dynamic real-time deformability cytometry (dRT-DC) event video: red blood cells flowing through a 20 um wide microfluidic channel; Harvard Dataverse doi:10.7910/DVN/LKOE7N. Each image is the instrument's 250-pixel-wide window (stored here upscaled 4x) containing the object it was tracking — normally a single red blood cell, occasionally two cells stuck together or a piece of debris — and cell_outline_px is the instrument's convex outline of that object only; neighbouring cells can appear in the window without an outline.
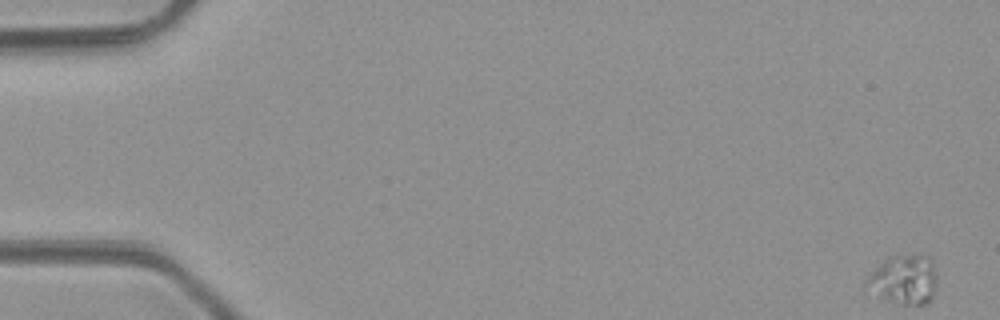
{"species": "common noctule bat (a hibernating species)", "species_latin": "Nyctalus noctula", "temperature_condition": "room temperature", "stored_images_in_passage": 4, "camera_frame_rate_fps": 3000, "um_per_image_px": 0.085, "animal": {"sex": "male", "body_mass_g": 23.1, "forearm_length_mm": 52.7}, "frame": {"image": 1, "passage_image": 1, "time_ms": 0.0, "image_size_px": [1000, 320], "cell_outline_px": [[936, 284], [932, 296], [924, 304], [900, 304], [888, 300], [880, 296], [864, 284], [864, 280], [876, 268], [888, 260], [896, 256], [916, 256], [932, 264], [936, 272]], "centroid_in_image_um": [76.82, 23.82], "position_along_channel_um": 8.2, "area_um2": 19.02}}